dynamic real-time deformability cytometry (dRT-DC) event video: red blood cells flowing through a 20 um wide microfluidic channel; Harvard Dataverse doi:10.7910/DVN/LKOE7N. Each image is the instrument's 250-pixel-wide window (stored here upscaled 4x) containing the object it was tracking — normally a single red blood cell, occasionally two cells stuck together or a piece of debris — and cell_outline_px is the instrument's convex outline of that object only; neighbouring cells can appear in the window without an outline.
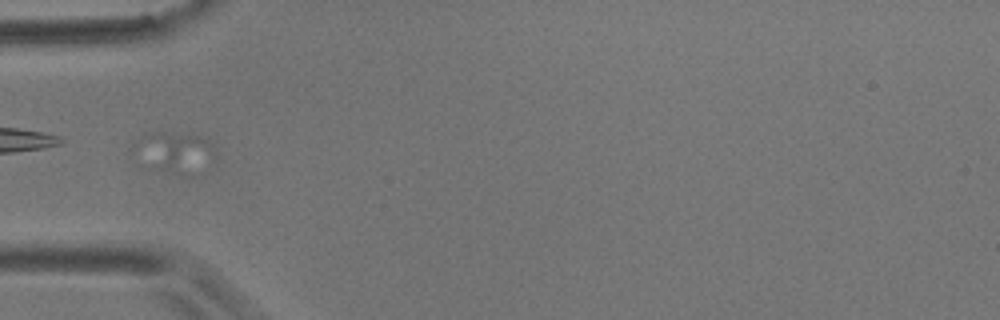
{"species": "common noctule bat (a hibernating species)", "species_latin": "Nyctalus noctula", "temperature_condition": "room temperature", "stored_images_in_passage": 10, "camera_frame_rate_fps": 3000, "um_per_image_px": 0.085, "animal": {"sex": "male", "body_mass_g": 17.9}, "frame": {"image": 1, "passage_image": 7, "time_ms": 6.667, "image_size_px": [1000, 320], "cell_outline_px": [[212, 148], [188, 176], [184, 176], [152, 168], [152, 132], [164, 132], [196, 136], [204, 140]], "centroid_in_image_um": [15.1, 12.96], "position_along_channel_um": 69.9, "area_um2": 14.22}}
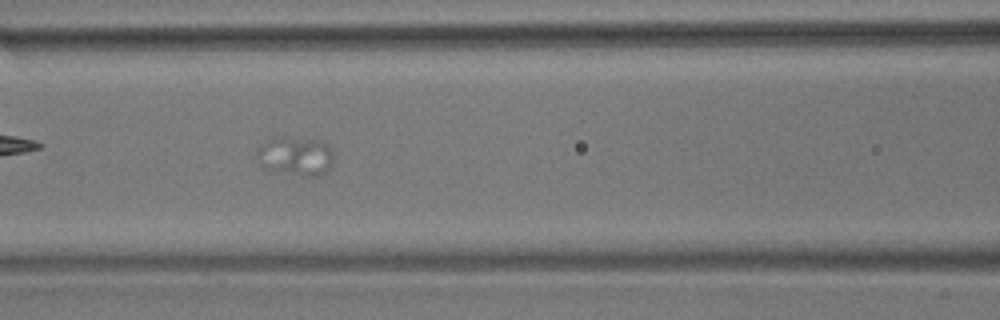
{"frame": {"image": 2, "passage_image": 9, "time_ms": 9.0, "image_size_px": [1000, 320], "cell_outline_px": [[332, 164], [320, 176], [300, 176], [260, 168], [256, 152], [256, 148], [260, 144], [276, 136], [284, 136], [316, 140], [324, 144], [332, 152]], "centroid_in_image_um": [25.03, 13.27], "position_along_channel_um": 141.6, "area_um2": 17.57}}
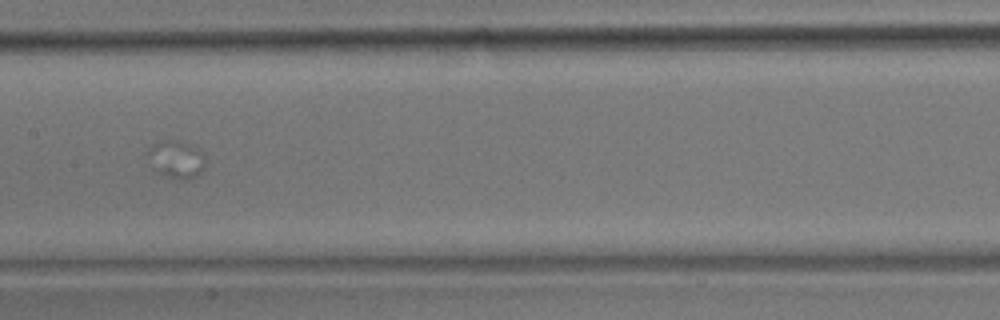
{"frame": {"image": 3, "passage_image": 10, "time_ms": 10.667, "image_size_px": [1000, 320], "cell_outline_px": [[204, 168], [196, 176], [188, 180], [176, 180], [156, 172], [148, 156], [148, 148], [164, 140], [176, 140], [196, 148], [200, 152], [204, 164]], "centroid_in_image_um": [14.96, 13.59], "position_along_channel_um": 192.4, "area_um2": 12.25}}